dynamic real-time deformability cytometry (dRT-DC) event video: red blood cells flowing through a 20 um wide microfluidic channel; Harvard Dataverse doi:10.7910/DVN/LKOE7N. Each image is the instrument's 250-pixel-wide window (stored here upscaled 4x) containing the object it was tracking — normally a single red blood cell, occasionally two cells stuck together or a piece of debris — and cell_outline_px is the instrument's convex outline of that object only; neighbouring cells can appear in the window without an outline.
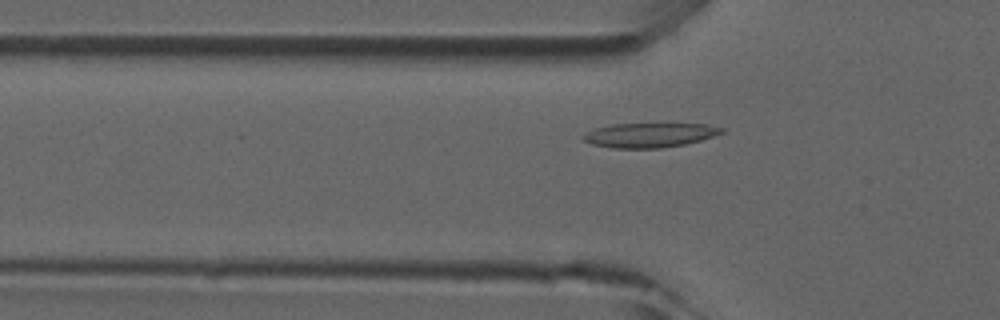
{"species": "common noctule bat (a hibernating species)", "species_latin": "Nyctalus noctula", "temperature_condition": "room temperature", "stored_images_in_passage": 46, "camera_frame_rate_fps": 3000, "um_per_image_px": 0.085, "animal": {"sex": "male", "forearm_length_mm": 52.5}, "frame": {"image": 1, "passage_image": 13, "time_ms": 4.0, "image_size_px": [1000, 320], "cell_outline_px": [[724, 132], [700, 140], [684, 144], [660, 148], [612, 148], [592, 144], [584, 140], [580, 136], [596, 128], [612, 124], [708, 124], [724, 128]], "centroid_in_image_um": [55.2, 11.48], "position_along_channel_um": 70.6, "area_um2": 19.54}}
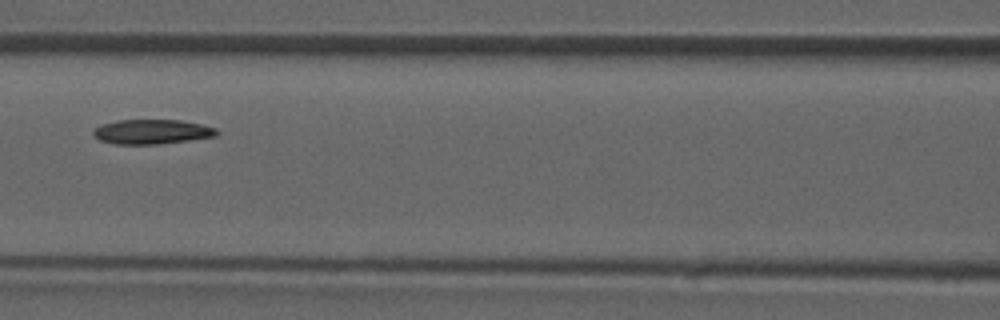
{"frame": {"image": 2, "passage_image": 19, "time_ms": 6.0, "image_size_px": [1000, 320], "cell_outline_px": [[220, 132], [216, 136], [160, 144], [112, 144], [100, 140], [92, 132], [92, 128], [100, 124], [116, 120], [180, 120], [200, 124], [216, 128]], "centroid_in_image_um": [12.88, 11.19], "position_along_channel_um": 153.7, "area_um2": 17.8}}
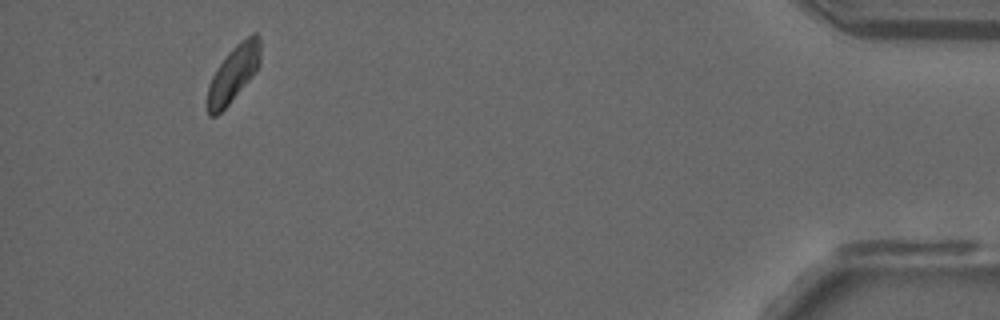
{"frame": {"image": 3, "passage_image": 43, "time_ms": 14.0, "image_size_px": [1000, 320], "cell_outline_px": [[260, 64], [256, 72], [228, 104], [216, 116], [208, 116], [208, 84], [216, 68], [228, 52], [240, 40], [252, 32], [256, 32], [260, 36]], "centroid_in_image_um": [19.86, 6.2], "position_along_channel_um": 415.3, "area_um2": 17.4}}